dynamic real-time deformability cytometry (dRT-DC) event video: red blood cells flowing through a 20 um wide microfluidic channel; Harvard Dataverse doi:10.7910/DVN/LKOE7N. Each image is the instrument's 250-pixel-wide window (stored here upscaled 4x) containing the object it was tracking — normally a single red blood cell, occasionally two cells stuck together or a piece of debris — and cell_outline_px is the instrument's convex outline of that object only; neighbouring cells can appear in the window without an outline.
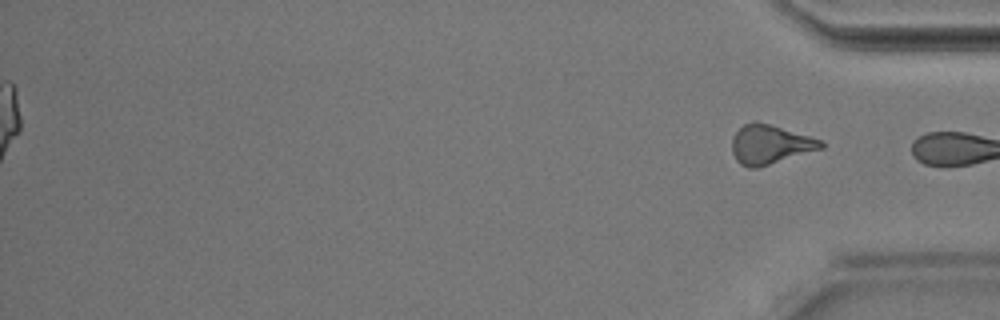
{"species": "Egyptian fruit bat (a non-hibernating species)", "species_latin": "Rousettus aegyptiacus", "temperature_condition": "room temperature", "stored_images_in_passage": 42, "segment_of_instrument_passage": [2, 2], "camera_frame_rate_fps": 3000, "um_per_image_px": 0.085, "animal": {"sex": "male"}, "frame": {"image": 1, "passage_image": 42, "time_ms": 13.667, "image_size_px": [1000, 320], "cell_outline_px": [[824, 148], [756, 168], [748, 168], [740, 164], [736, 160], [732, 152], [732, 136], [744, 124], [756, 120], [812, 136], [824, 140]], "centroid_in_image_um": [65.47, 12.27], "position_along_channel_um": 369.7, "area_um2": 20.52}}